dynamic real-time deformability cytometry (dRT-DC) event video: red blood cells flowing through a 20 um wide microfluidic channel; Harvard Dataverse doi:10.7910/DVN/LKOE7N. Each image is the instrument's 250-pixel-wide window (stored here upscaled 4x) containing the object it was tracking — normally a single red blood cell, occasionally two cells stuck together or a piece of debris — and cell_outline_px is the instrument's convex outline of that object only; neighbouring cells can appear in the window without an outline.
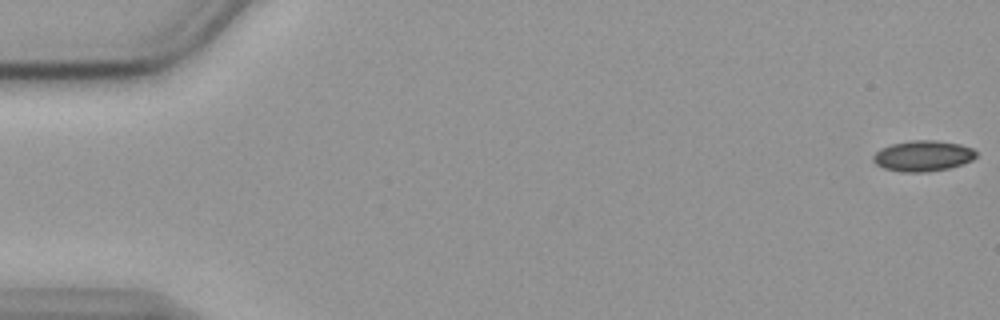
{"species": "common noctule bat (a hibernating species)", "species_latin": "Nyctalus noctula", "temperature_condition": "cold", "stored_images_in_passage": 46, "camera_frame_rate_fps": 3000, "um_per_image_px": 0.085, "animal": {"sex": "female", "body_mass_g": 19.9}, "frame": {"image": 1, "passage_image": 1, "time_ms": 0.0, "image_size_px": [1000, 320], "cell_outline_px": [[976, 156], [972, 160], [964, 164], [948, 168], [924, 172], [900, 172], [884, 168], [876, 164], [872, 160], [872, 156], [880, 148], [892, 144], [912, 140], [936, 140], [960, 144], [972, 148], [976, 152]], "centroid_in_image_um": [78.44, 13.25], "position_along_channel_um": 6.6, "area_um2": 18.5}}
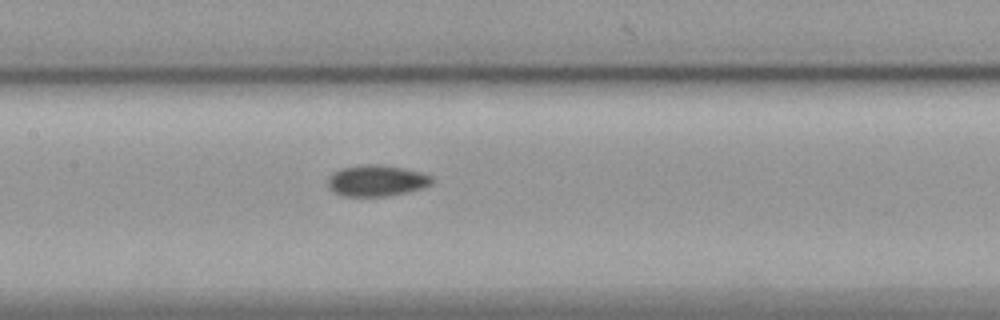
{"frame": {"image": 2, "passage_image": 27, "time_ms": 8.667, "image_size_px": [1000, 320], "cell_outline_px": [[432, 184], [424, 188], [408, 192], [384, 196], [340, 196], [332, 192], [328, 188], [328, 176], [332, 172], [340, 168], [364, 164], [380, 164], [404, 168], [420, 172], [432, 176]], "centroid_in_image_um": [31.97, 15.35], "position_along_channel_um": 175.4, "area_um2": 19.25}}
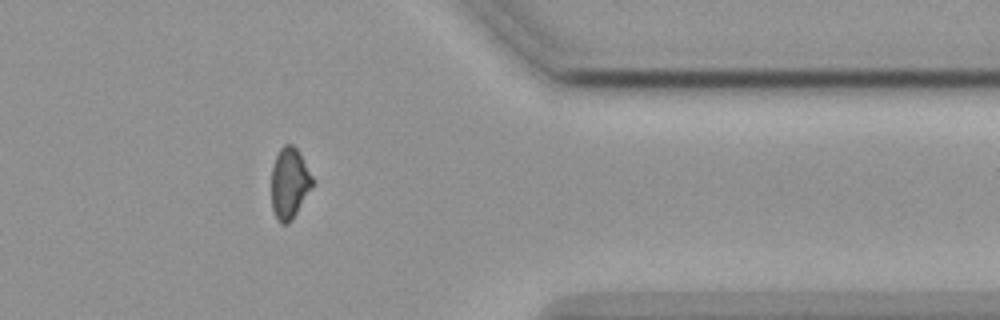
{"frame": {"image": 3, "passage_image": 46, "time_ms": 15.0, "image_size_px": [1000, 320], "cell_outline_px": [[316, 180], [292, 220], [288, 224], [280, 224], [272, 208], [272, 168], [276, 156], [280, 148], [284, 144], [292, 144], [300, 152]], "centroid_in_image_um": [24.63, 15.55], "position_along_channel_um": 386.8, "area_um2": 17.17}, "authors_computed_cell_mechanics": {"area_um2": 18.496, "velocity_mm_per_s": 3.5906, "shape_relaxation_time_tau1_ms": null, "shape_relaxation_time_tau2_ms": 3.9473, "deformation_change_tau1": null, "deformation_change_tau2": 0.0685}}